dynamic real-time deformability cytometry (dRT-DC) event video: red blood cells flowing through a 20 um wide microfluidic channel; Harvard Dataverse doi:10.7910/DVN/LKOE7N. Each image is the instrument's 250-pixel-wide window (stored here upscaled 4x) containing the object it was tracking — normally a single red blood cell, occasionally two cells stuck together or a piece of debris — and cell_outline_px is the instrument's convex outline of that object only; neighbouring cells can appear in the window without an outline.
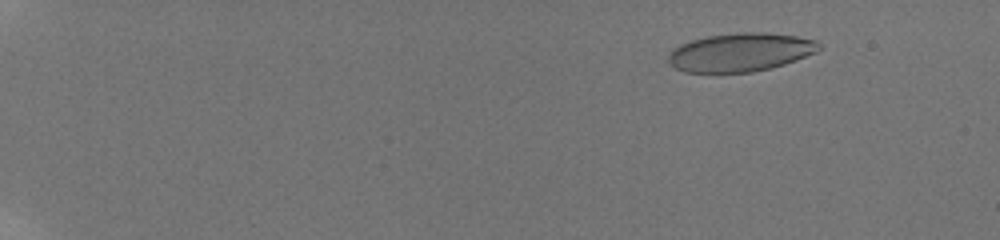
{"species": "human", "species_latin": "Homo sapiens", "temperature_condition": "room temperature", "stored_images_in_passage": 59, "camera_frame_rate_fps": 3000, "um_per_image_px": 0.085, "donor": {"sex": "male"}, "frame": {"image": 1, "passage_image": 9, "time_ms": 2.667, "image_size_px": [1000, 240], "cell_outline_px": [[820, 48], [816, 52], [796, 60], [784, 64], [752, 72], [684, 72], [668, 64], [668, 56], [672, 48], [680, 44], [692, 40], [708, 36], [740, 32], [764, 32], [796, 36], [816, 40], [820, 44]], "centroid_in_image_um": [62.91, 4.44], "position_along_channel_um": 22.1, "area_um2": 33.7}}
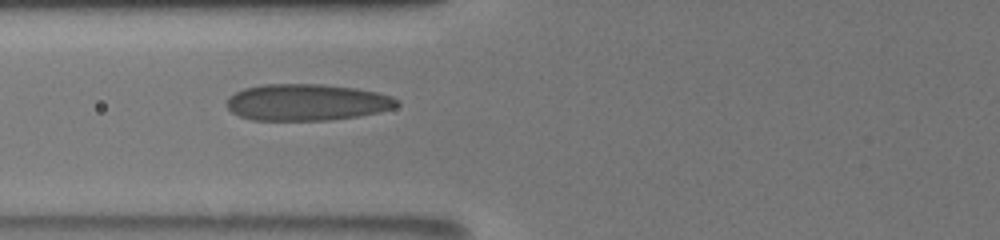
{"frame": {"image": 2, "passage_image": 28, "time_ms": 9.0, "image_size_px": [1000, 240], "cell_outline_px": [[400, 104], [396, 108], [356, 116], [328, 120], [252, 120], [240, 116], [232, 112], [228, 108], [228, 96], [244, 88], [264, 84], [320, 84], [356, 88], [376, 92], [392, 96], [400, 100]], "centroid_in_image_um": [26.1, 8.69], "position_along_channel_um": 99.7, "area_um2": 36.24}}
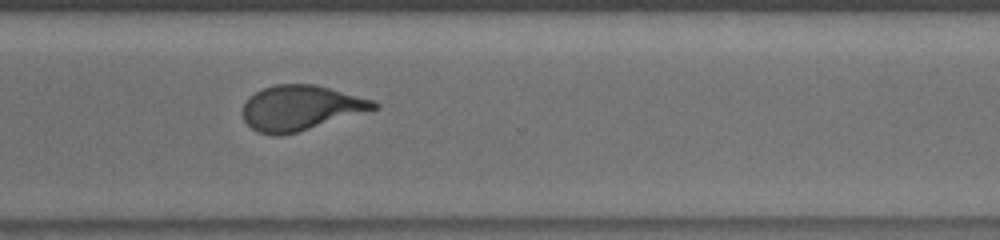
{"frame": {"image": 3, "passage_image": 47, "time_ms": 15.333, "image_size_px": [1000, 240], "cell_outline_px": [[380, 108], [296, 132], [280, 136], [272, 136], [260, 132], [252, 128], [244, 120], [244, 104], [248, 96], [264, 88], [276, 84], [316, 84], [372, 100], [380, 104]], "centroid_in_image_um": [25.56, 9.16], "position_along_channel_um": 345.0, "area_um2": 34.1}, "authors_computed_cell_mechanics": {"area_um2": 34.5644, "velocity_mm_per_s": 3.8763, "shape_relaxation_time_tau1_ms": 5.2069, "shape_relaxation_time_tau2_ms": 0.7375, "deformation_change_tau1": 0.1804, "deformation_change_tau2": 0.0521}}